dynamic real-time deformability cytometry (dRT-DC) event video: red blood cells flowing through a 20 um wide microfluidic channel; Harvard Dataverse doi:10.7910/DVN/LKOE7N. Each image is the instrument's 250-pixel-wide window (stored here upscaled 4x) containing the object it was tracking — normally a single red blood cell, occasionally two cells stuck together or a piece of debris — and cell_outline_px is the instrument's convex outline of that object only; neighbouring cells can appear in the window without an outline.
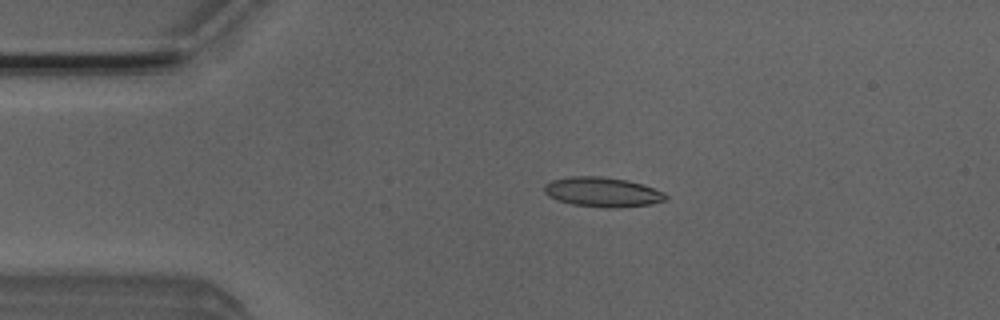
{"species": "Egyptian fruit bat (a non-hibernating species)", "species_latin": "Rousettus aegyptiacus", "temperature_condition": "room temperature", "stored_images_in_passage": 50, "camera_frame_rate_fps": 3000, "um_per_image_px": 0.085, "animal": {"sex": "male"}, "frame": {"image": 1, "passage_image": 9, "time_ms": 2.667, "image_size_px": [1000, 320], "cell_outline_px": [[668, 200], [652, 204], [620, 208], [604, 208], [572, 204], [556, 200], [548, 196], [544, 192], [544, 184], [552, 180], [568, 176], [604, 176], [628, 180], [644, 184], [664, 192], [668, 196]], "centroid_in_image_um": [51.24, 16.32], "position_along_channel_um": 33.8, "area_um2": 21.5}}
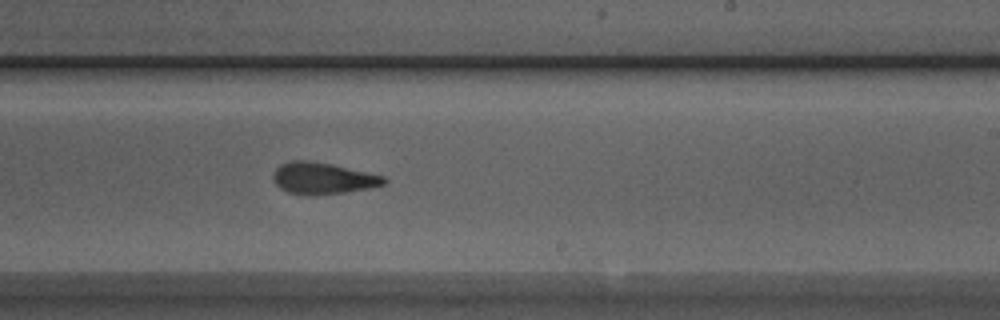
{"frame": {"image": 2, "passage_image": 29, "time_ms": 9.333, "image_size_px": [1000, 320], "cell_outline_px": [[388, 180], [384, 184], [368, 188], [344, 192], [312, 196], [308, 196], [288, 192], [280, 188], [276, 184], [272, 176], [272, 172], [280, 164], [292, 160], [308, 160], [332, 164], [384, 176]], "centroid_in_image_um": [27.39, 15.15], "position_along_channel_um": 261.6, "area_um2": 20.46}}
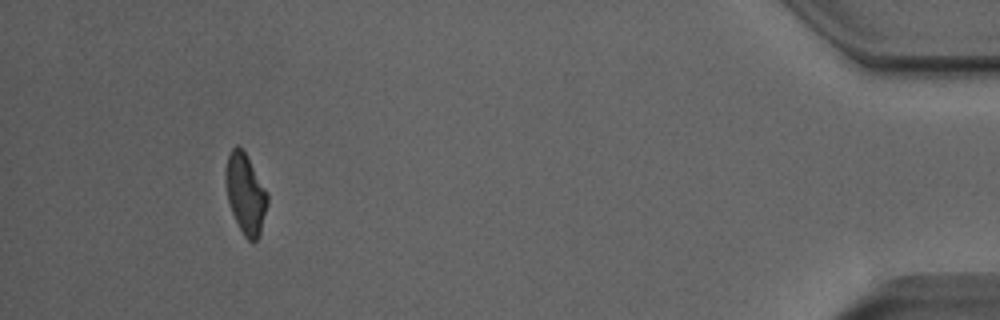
{"frame": {"image": 3, "passage_image": 46, "time_ms": 15.0, "image_size_px": [1000, 320], "cell_outline_px": [[268, 204], [260, 232], [256, 240], [252, 244], [244, 236], [232, 212], [228, 200], [224, 180], [224, 172], [228, 156], [232, 148], [236, 144], [244, 152], [268, 192]], "centroid_in_image_um": [20.86, 16.47], "position_along_channel_um": 414.3, "area_um2": 19.42}, "authors_computed_cell_mechanics": {"area_um2": 20.3456, "velocity_mm_per_s": 3.975, "shape_relaxation_time_tau1_ms": 8.5607, "shape_relaxation_time_tau2_ms": 1.1509, "deformation_change_tau1": 0.2281, "deformation_change_tau2": 0.0872}}